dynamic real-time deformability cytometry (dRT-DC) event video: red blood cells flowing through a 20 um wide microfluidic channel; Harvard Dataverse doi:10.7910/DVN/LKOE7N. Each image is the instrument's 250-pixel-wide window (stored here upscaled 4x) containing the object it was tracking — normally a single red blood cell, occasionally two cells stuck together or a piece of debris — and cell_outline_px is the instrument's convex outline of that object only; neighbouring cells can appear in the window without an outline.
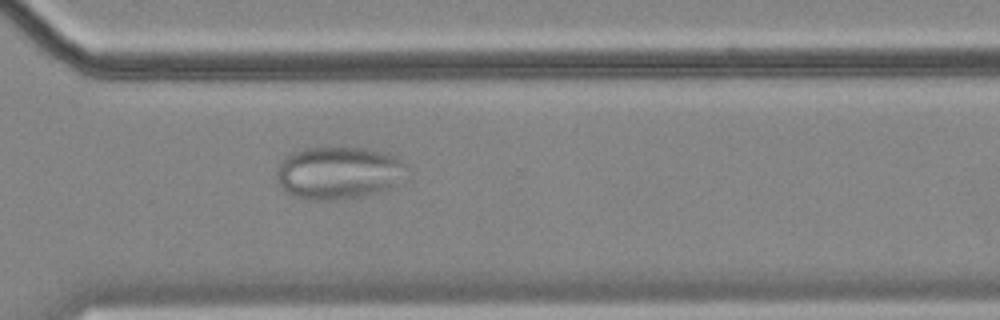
{"species": "common noctule bat (a hibernating species)", "species_latin": "Nyctalus noctula", "temperature_condition": "cold", "stored_images_in_passage": 41, "camera_frame_rate_fps": 3000, "um_per_image_px": 0.085, "animal": {"sex": "female", "body_mass_g": 18.4}, "frame": {"image": 1, "passage_image": 32, "time_ms": 10.333, "image_size_px": [1000, 320], "cell_outline_px": [[400, 164], [392, 188], [360, 196], [336, 200], [312, 200], [292, 196], [284, 192], [276, 176], [276, 168], [292, 152], [304, 148], [364, 148], [388, 152], [396, 156], [400, 160]], "centroid_in_image_um": [28.63, 14.69], "position_along_channel_um": 342.0, "area_um2": 38.9}}
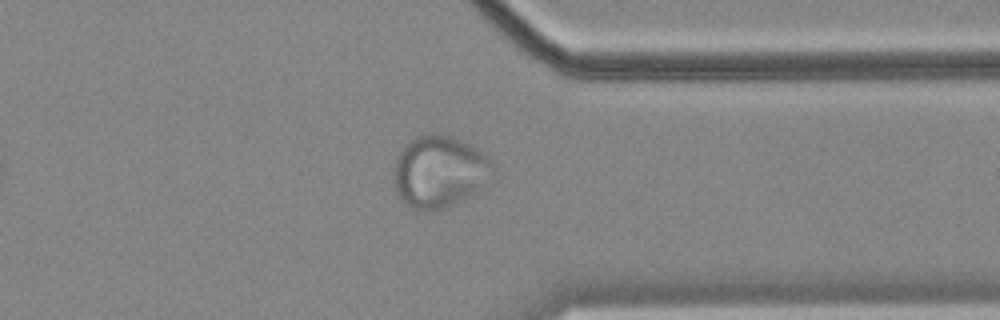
{"frame": {"image": 2, "passage_image": 35, "time_ms": 11.333, "image_size_px": [1000, 320], "cell_outline_px": [[496, 164], [476, 188], [472, 192], [456, 204], [448, 208], [424, 212], [412, 208], [400, 196], [396, 188], [396, 160], [400, 152], [416, 136], [432, 132], [448, 136], [460, 140], [468, 144], [488, 156]], "centroid_in_image_um": [37.33, 14.58], "position_along_channel_um": 374.1, "area_um2": 40.17}}